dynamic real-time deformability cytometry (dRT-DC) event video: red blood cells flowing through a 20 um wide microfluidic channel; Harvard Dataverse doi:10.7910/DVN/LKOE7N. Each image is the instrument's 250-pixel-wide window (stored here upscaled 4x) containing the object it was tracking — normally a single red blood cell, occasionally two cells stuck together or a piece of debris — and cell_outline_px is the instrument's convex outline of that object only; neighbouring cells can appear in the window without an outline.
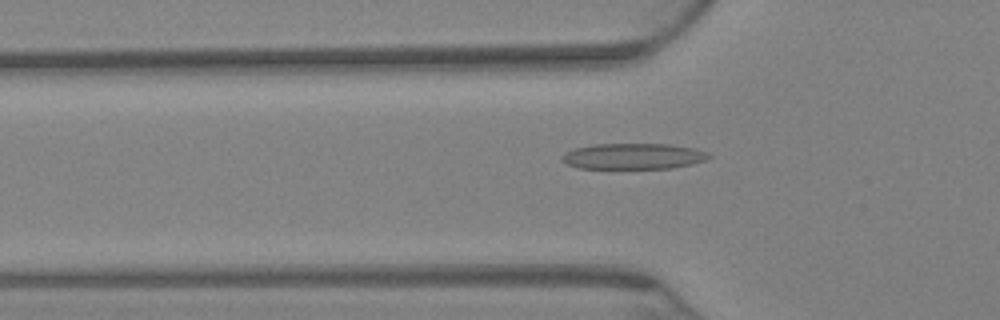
{"species": "Egyptian fruit bat (a non-hibernating species)", "species_latin": "Rousettus aegyptiacus", "temperature_condition": "warm", "stored_images_in_passage": 43, "camera_frame_rate_fps": 3000, "um_per_image_px": 0.085, "animal": {"sex": "female"}, "frame": {"image": 1, "passage_image": 5, "time_ms": 1.333, "image_size_px": [1000, 320], "cell_outline_px": [[712, 156], [704, 160], [692, 164], [672, 168], [580, 168], [568, 164], [560, 160], [560, 156], [564, 152], [572, 148], [592, 144], [668, 144], [696, 148], [708, 152]], "centroid_in_image_um": [53.8, 13.27], "position_along_channel_um": 72.0, "area_um2": 22.31}}
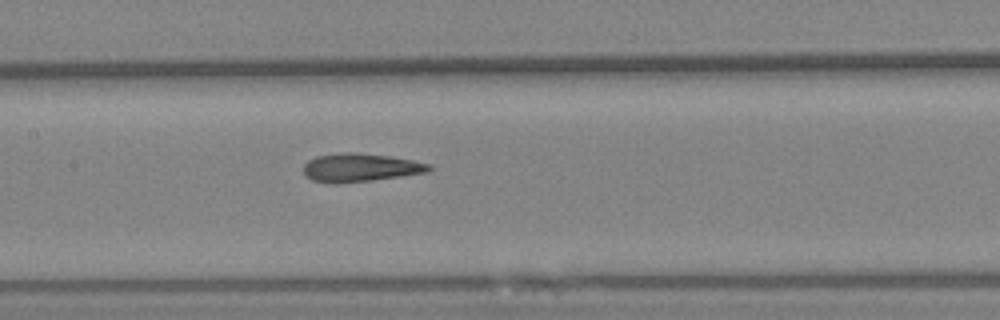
{"frame": {"image": 2, "passage_image": 16, "time_ms": 5.0, "image_size_px": [1000, 320], "cell_outline_px": [[432, 168], [428, 172], [372, 180], [312, 180], [304, 176], [304, 164], [308, 160], [316, 156], [340, 152], [352, 152], [392, 156], [432, 164]], "centroid_in_image_um": [30.68, 14.19], "position_along_channel_um": 176.7, "area_um2": 20.0}}
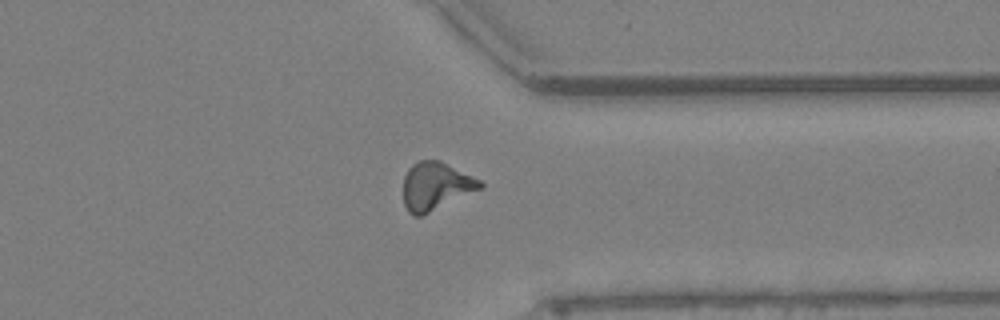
{"frame": {"image": 3, "passage_image": 37, "time_ms": 12.0, "image_size_px": [1000, 320], "cell_outline_px": [[484, 188], [420, 216], [412, 216], [408, 212], [404, 204], [404, 176], [408, 168], [416, 160], [440, 160], [480, 180], [484, 184]], "centroid_in_image_um": [37.03, 15.81], "position_along_channel_um": 374.4, "area_um2": 21.5}, "authors_computed_cell_mechanics": {"area_um2": 20.1722, "velocity_mm_per_s": 2.8576, "shape_relaxation_time_tau1_ms": null, "shape_relaxation_time_tau2_ms": 3.1124, "deformation_change_tau1": null, "deformation_change_tau2": 0.1313}}